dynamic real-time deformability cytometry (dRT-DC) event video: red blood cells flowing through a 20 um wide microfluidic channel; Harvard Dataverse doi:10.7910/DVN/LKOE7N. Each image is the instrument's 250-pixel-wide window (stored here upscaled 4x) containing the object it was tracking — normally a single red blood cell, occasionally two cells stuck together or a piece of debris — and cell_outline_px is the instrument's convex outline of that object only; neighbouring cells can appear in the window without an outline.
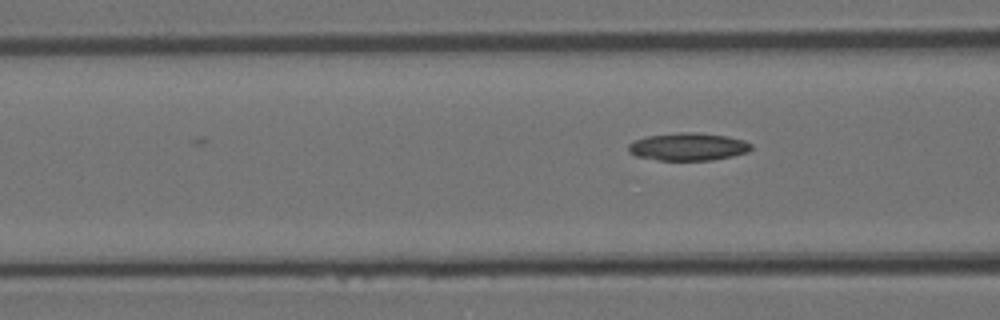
{"species": "Egyptian fruit bat (a non-hibernating species)", "species_latin": "Rousettus aegyptiacus", "temperature_condition": "room temperature", "stored_images_in_passage": 5, "camera_frame_rate_fps": 3000, "um_per_image_px": 0.085, "animal": {"sex": "female"}, "frame": {"image": 1, "passage_image": 5, "time_ms": 1.333, "image_size_px": [1000, 320], "cell_outline_px": [[752, 148], [748, 152], [732, 156], [712, 160], [656, 160], [636, 156], [628, 152], [628, 144], [632, 140], [648, 136], [680, 132], [700, 132], [728, 136], [744, 140], [752, 144]], "centroid_in_image_um": [58.48, 12.46], "position_along_channel_um": 108.1, "area_um2": 20.06}}